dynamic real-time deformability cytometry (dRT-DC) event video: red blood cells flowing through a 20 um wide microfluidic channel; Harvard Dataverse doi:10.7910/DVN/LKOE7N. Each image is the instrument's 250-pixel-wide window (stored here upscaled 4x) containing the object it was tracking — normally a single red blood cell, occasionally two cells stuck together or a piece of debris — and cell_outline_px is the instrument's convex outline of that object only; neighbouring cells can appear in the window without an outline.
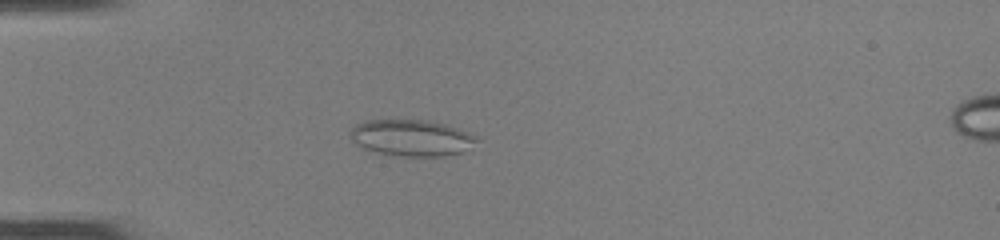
{"species": "common noctule bat (a hibernating species)", "species_latin": "Nyctalus noctula", "temperature_condition": "room temperature", "stored_images_in_passage": 44, "camera_frame_rate_fps": 3000, "um_per_image_px": 0.085, "animal": {"sex": "female", "body_mass_g": 22.0, "forearm_length_mm": 56.7}, "frame": {"image": 1, "passage_image": 9, "time_ms": 2.667, "image_size_px": [1000, 240], "cell_outline_px": [[480, 140], [460, 152], [444, 156], [400, 156], [376, 152], [364, 148], [356, 144], [348, 136], [348, 132], [356, 124], [368, 120], [428, 120], [444, 124], [480, 136]], "centroid_in_image_um": [34.96, 11.71], "position_along_channel_um": 50.0, "area_um2": 26.82}}
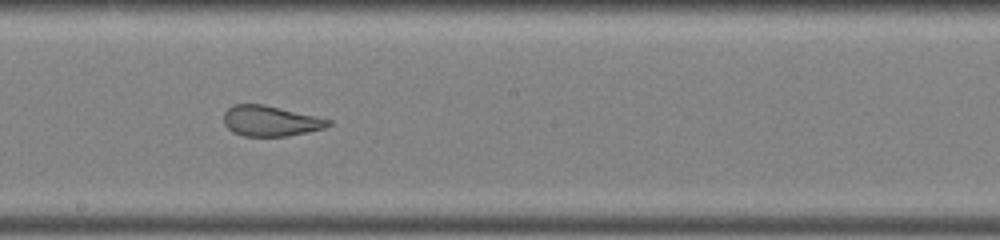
{"frame": {"image": 2, "passage_image": 23, "time_ms": 7.333, "image_size_px": [1000, 240], "cell_outline_px": [[332, 124], [324, 128], [308, 132], [288, 136], [244, 136], [232, 132], [224, 124], [224, 112], [232, 104], [264, 104], [316, 116], [332, 120]], "centroid_in_image_um": [22.98, 10.28], "position_along_channel_um": 225.2, "area_um2": 18.67}}
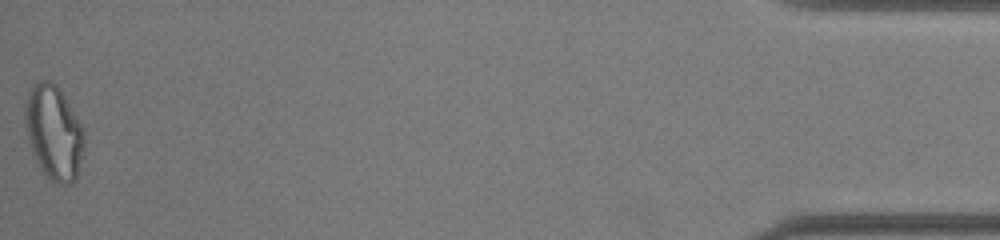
{"frame": {"image": 3, "passage_image": 44, "time_ms": 14.333, "image_size_px": [1000, 240], "cell_outline_px": [[84, 144], [76, 180], [72, 184], [52, 184], [40, 168], [32, 152], [28, 140], [24, 124], [24, 108], [28, 92], [32, 84], [40, 80], [48, 80], [56, 84], [60, 88], [80, 124], [84, 132]], "centroid_in_image_um": [4.54, 11.27], "position_along_channel_um": 430.7, "area_um2": 32.71}, "authors_computed_cell_mechanics": {"area_um2": 24.6517, "velocity_mm_per_s": 4.1403, "shape_relaxation_time_tau1_ms": null, "shape_relaxation_time_tau2_ms": 0.8139, "deformation_change_tau1": null, "deformation_change_tau2": 0.0703}}